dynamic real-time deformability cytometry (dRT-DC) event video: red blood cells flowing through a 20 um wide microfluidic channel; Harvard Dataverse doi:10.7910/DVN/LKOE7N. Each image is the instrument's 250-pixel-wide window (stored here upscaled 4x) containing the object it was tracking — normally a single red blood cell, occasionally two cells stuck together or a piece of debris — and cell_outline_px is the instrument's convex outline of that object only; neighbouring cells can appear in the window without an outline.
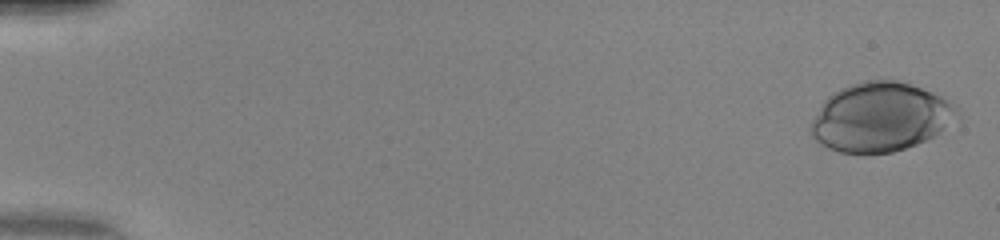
{"species": "human", "species_latin": "Homo sapiens", "temperature_condition": "warm", "stored_images_in_passage": 42, "camera_frame_rate_fps": 3000, "um_per_image_px": 0.085, "donor": {"sex": "female"}, "frame": {"image": 1, "passage_image": 1, "time_ms": 0.0, "image_size_px": [1000, 240], "cell_outline_px": [[960, 116], [936, 136], [928, 140], [892, 152], [864, 156], [840, 152], [828, 148], [820, 144], [812, 136], [808, 128], [812, 120], [824, 100], [832, 92], [840, 88], [864, 80], [896, 80], [920, 88], [940, 96], [956, 104], [960, 108]], "centroid_in_image_um": [74.84, 9.99], "position_along_channel_um": 10.2, "area_um2": 59.59}}
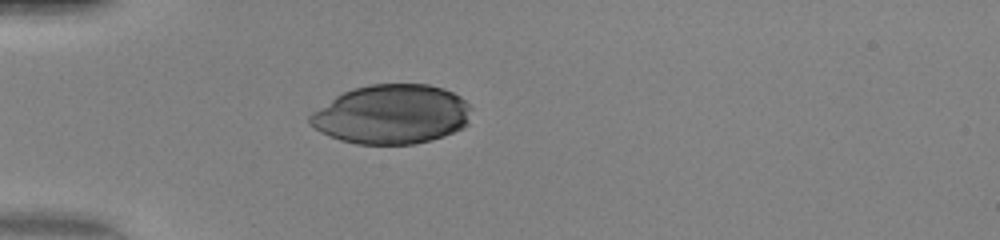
{"frame": {"image": 2, "passage_image": 15, "time_ms": 4.667, "image_size_px": [1000, 240], "cell_outline_px": [[472, 108], [468, 124], [464, 128], [444, 136], [412, 144], [356, 144], [340, 140], [328, 136], [320, 132], [308, 124], [308, 116], [312, 112], [336, 96], [352, 88], [372, 84], [428, 84], [444, 88], [460, 96]], "centroid_in_image_um": [33.29, 9.72], "position_along_channel_um": 51.7, "area_um2": 56.12}}